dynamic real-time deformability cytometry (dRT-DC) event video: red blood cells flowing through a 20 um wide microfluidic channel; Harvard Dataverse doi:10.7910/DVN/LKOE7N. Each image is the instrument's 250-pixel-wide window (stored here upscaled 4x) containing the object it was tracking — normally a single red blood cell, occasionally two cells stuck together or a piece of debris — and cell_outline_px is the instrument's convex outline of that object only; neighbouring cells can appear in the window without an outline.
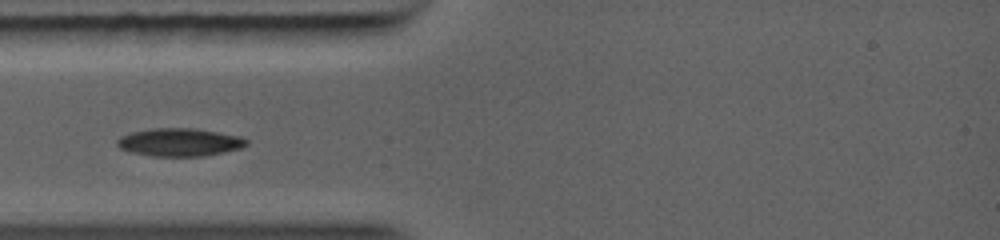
{"species": "common noctule bat (a hibernating species)", "species_latin": "Nyctalus noctula", "temperature_condition": "warm", "stored_images_in_passage": 45, "camera_frame_rate_fps": 5000, "um_per_image_px": 0.085, "animal": {"sex": "female", "body_mass_g": 19.0, "forearm_length_mm": 56.7}, "frame": {"image": 1, "passage_image": 1, "time_ms": 0.0, "image_size_px": [1000, 240], "cell_outline_px": [[244, 144], [232, 148], [216, 152], [196, 156], [160, 156], [140, 152], [124, 148], [120, 144], [120, 140], [124, 136], [136, 132], [160, 128], [184, 128], [212, 132], [232, 136], [244, 140]], "centroid_in_image_um": [15.2, 12.08], "position_along_channel_um": 69.8, "area_um2": 18.67}}
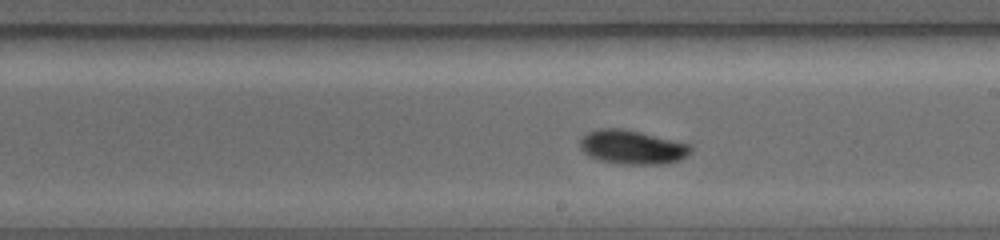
{"frame": {"image": 2, "passage_image": 21, "time_ms": 3.4, "image_size_px": [1000, 240], "cell_outline_px": [[688, 148], [676, 160], [612, 160], [596, 156], [588, 152], [584, 144], [584, 136], [592, 132], [632, 132], [684, 144]], "centroid_in_image_um": [53.72, 12.47], "position_along_channel_um": 235.3, "area_um2": 16.82}}
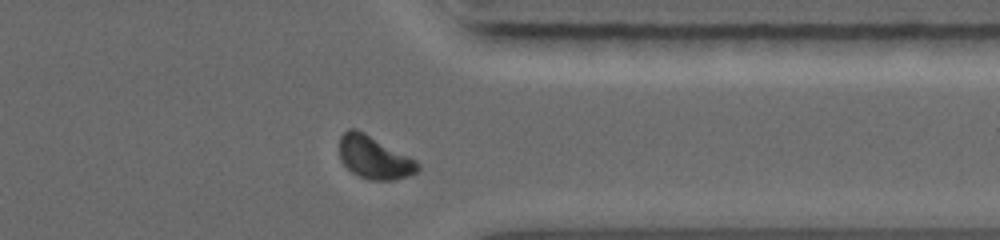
{"frame": {"image": 3, "passage_image": 39, "time_ms": 6.4, "image_size_px": [1000, 240], "cell_outline_px": [[420, 168], [416, 172], [392, 180], [372, 180], [360, 176], [352, 172], [344, 164], [340, 156], [340, 136], [348, 128], [352, 128], [368, 136], [412, 160]], "centroid_in_image_um": [31.72, 13.42], "position_along_channel_um": 379.7, "area_um2": 18.15}}